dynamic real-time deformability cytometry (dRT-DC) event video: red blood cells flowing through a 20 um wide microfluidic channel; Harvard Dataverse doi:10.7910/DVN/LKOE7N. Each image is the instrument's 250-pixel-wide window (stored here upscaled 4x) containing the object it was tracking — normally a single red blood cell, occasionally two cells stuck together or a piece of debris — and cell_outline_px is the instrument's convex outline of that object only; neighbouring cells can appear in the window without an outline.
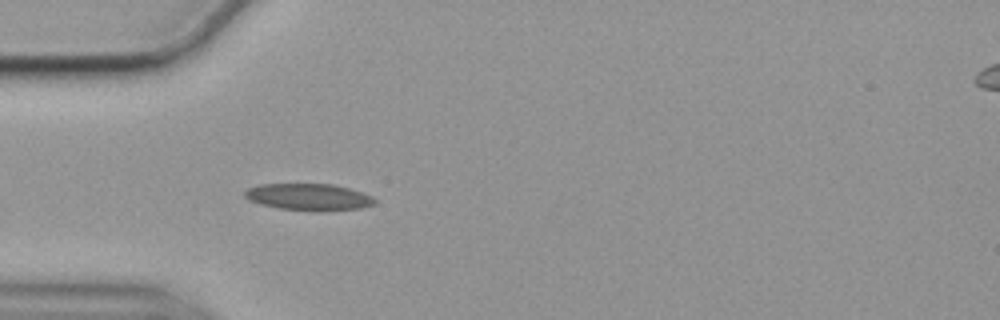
{"species": "common noctule bat (a hibernating species)", "species_latin": "Nyctalus noctula", "temperature_condition": "cold", "stored_images_in_passage": 34, "camera_frame_rate_fps": 3000, "um_per_image_px": 0.085, "animal": {"sex": "female", "body_mass_g": 19.9}, "frame": {"image": 1, "passage_image": 1, "time_ms": 0.0, "image_size_px": [1000, 320], "cell_outline_px": [[376, 204], [360, 208], [280, 208], [260, 204], [248, 200], [244, 196], [244, 192], [248, 188], [260, 184], [332, 184], [348, 188], [372, 196], [376, 200]], "centroid_in_image_um": [26.18, 16.69], "position_along_channel_um": 58.8, "area_um2": 19.19}}
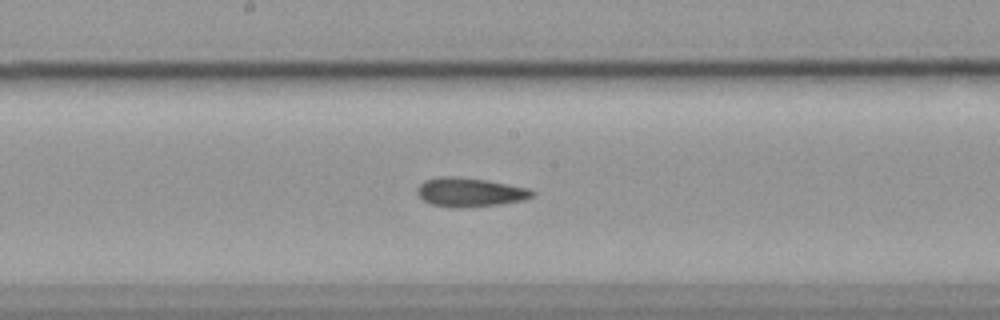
{"frame": {"image": 2, "passage_image": 14, "time_ms": 4.333, "image_size_px": [1000, 320], "cell_outline_px": [[536, 192], [532, 196], [524, 200], [500, 204], [464, 208], [452, 208], [432, 204], [424, 200], [416, 192], [416, 188], [424, 180], [436, 176], [456, 176], [488, 180], [528, 188]], "centroid_in_image_um": [39.92, 16.33], "position_along_channel_um": 208.3, "area_um2": 19.65}}
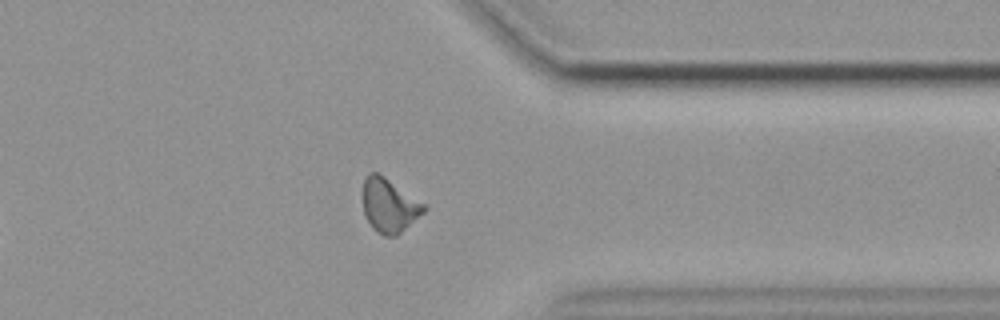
{"frame": {"image": 3, "passage_image": 29, "time_ms": 9.333, "image_size_px": [1000, 320], "cell_outline_px": [[428, 208], [424, 212], [396, 236], [384, 236], [376, 232], [372, 228], [364, 212], [364, 180], [368, 172], [376, 172], [384, 176], [424, 204]], "centroid_in_image_um": [33.08, 17.47], "position_along_channel_um": 378.3, "area_um2": 18.79}, "authors_computed_cell_mechanics": {"area_um2": 19.074, "velocity_mm_per_s": 3.5248, "shape_relaxation_time_tau1_ms": null, "shape_relaxation_time_tau2_ms": 2.5339, "deformation_change_tau1": null, "deformation_change_tau2": 0.0901}}